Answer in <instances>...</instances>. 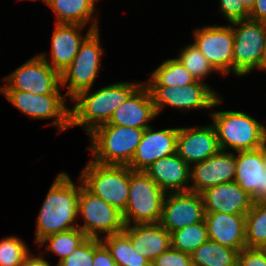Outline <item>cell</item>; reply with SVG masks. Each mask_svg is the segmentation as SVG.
Wrapping results in <instances>:
<instances>
[{
  "label": "cell",
  "instance_id": "obj_1",
  "mask_svg": "<svg viewBox=\"0 0 266 266\" xmlns=\"http://www.w3.org/2000/svg\"><path fill=\"white\" fill-rule=\"evenodd\" d=\"M80 184L76 187L70 176L59 173L54 179L40 209L35 242L37 245L47 236L78 228L77 220Z\"/></svg>",
  "mask_w": 266,
  "mask_h": 266
},
{
  "label": "cell",
  "instance_id": "obj_2",
  "mask_svg": "<svg viewBox=\"0 0 266 266\" xmlns=\"http://www.w3.org/2000/svg\"><path fill=\"white\" fill-rule=\"evenodd\" d=\"M141 83L118 82L95 92L87 89L71 100L76 104L70 109V127L83 126L87 134L109 122L115 110Z\"/></svg>",
  "mask_w": 266,
  "mask_h": 266
},
{
  "label": "cell",
  "instance_id": "obj_3",
  "mask_svg": "<svg viewBox=\"0 0 266 266\" xmlns=\"http://www.w3.org/2000/svg\"><path fill=\"white\" fill-rule=\"evenodd\" d=\"M211 116L222 151L255 150L266 145V126L245 112L216 111Z\"/></svg>",
  "mask_w": 266,
  "mask_h": 266
},
{
  "label": "cell",
  "instance_id": "obj_4",
  "mask_svg": "<svg viewBox=\"0 0 266 266\" xmlns=\"http://www.w3.org/2000/svg\"><path fill=\"white\" fill-rule=\"evenodd\" d=\"M144 129L103 124L89 133L92 161L100 164L128 165L139 145Z\"/></svg>",
  "mask_w": 266,
  "mask_h": 266
},
{
  "label": "cell",
  "instance_id": "obj_5",
  "mask_svg": "<svg viewBox=\"0 0 266 266\" xmlns=\"http://www.w3.org/2000/svg\"><path fill=\"white\" fill-rule=\"evenodd\" d=\"M79 181L89 192L120 212L125 210L130 185V168L127 165L100 164L90 160Z\"/></svg>",
  "mask_w": 266,
  "mask_h": 266
},
{
  "label": "cell",
  "instance_id": "obj_6",
  "mask_svg": "<svg viewBox=\"0 0 266 266\" xmlns=\"http://www.w3.org/2000/svg\"><path fill=\"white\" fill-rule=\"evenodd\" d=\"M165 195L144 171L130 169L129 196L122 212L124 224L159 223Z\"/></svg>",
  "mask_w": 266,
  "mask_h": 266
},
{
  "label": "cell",
  "instance_id": "obj_7",
  "mask_svg": "<svg viewBox=\"0 0 266 266\" xmlns=\"http://www.w3.org/2000/svg\"><path fill=\"white\" fill-rule=\"evenodd\" d=\"M99 29L93 30L80 44L72 63L61 73V86L71 99L81 91L91 89L101 66L104 49L100 45ZM66 85V86H65Z\"/></svg>",
  "mask_w": 266,
  "mask_h": 266
},
{
  "label": "cell",
  "instance_id": "obj_8",
  "mask_svg": "<svg viewBox=\"0 0 266 266\" xmlns=\"http://www.w3.org/2000/svg\"><path fill=\"white\" fill-rule=\"evenodd\" d=\"M230 24L234 33L233 73L245 76L254 68L260 69L266 46V22L246 19Z\"/></svg>",
  "mask_w": 266,
  "mask_h": 266
},
{
  "label": "cell",
  "instance_id": "obj_9",
  "mask_svg": "<svg viewBox=\"0 0 266 266\" xmlns=\"http://www.w3.org/2000/svg\"><path fill=\"white\" fill-rule=\"evenodd\" d=\"M78 216H82L85 223L78 228L89 238H100L122 232L125 224L122 212L105 202L102 198L89 192L80 183L78 198Z\"/></svg>",
  "mask_w": 266,
  "mask_h": 266
},
{
  "label": "cell",
  "instance_id": "obj_10",
  "mask_svg": "<svg viewBox=\"0 0 266 266\" xmlns=\"http://www.w3.org/2000/svg\"><path fill=\"white\" fill-rule=\"evenodd\" d=\"M0 92L23 114L33 119L53 118L50 124L56 126L59 131L71 128L70 109L65 105L66 95H37L20 90H0Z\"/></svg>",
  "mask_w": 266,
  "mask_h": 266
},
{
  "label": "cell",
  "instance_id": "obj_11",
  "mask_svg": "<svg viewBox=\"0 0 266 266\" xmlns=\"http://www.w3.org/2000/svg\"><path fill=\"white\" fill-rule=\"evenodd\" d=\"M152 101L159 114L164 105L181 110L212 108L221 102V98L210 86L197 80L185 86H147Z\"/></svg>",
  "mask_w": 266,
  "mask_h": 266
},
{
  "label": "cell",
  "instance_id": "obj_12",
  "mask_svg": "<svg viewBox=\"0 0 266 266\" xmlns=\"http://www.w3.org/2000/svg\"><path fill=\"white\" fill-rule=\"evenodd\" d=\"M3 81L8 85L0 86V90H20L37 95L61 94V74L39 54L23 63Z\"/></svg>",
  "mask_w": 266,
  "mask_h": 266
},
{
  "label": "cell",
  "instance_id": "obj_13",
  "mask_svg": "<svg viewBox=\"0 0 266 266\" xmlns=\"http://www.w3.org/2000/svg\"><path fill=\"white\" fill-rule=\"evenodd\" d=\"M195 46L202 52L217 73L233 72L234 33L228 26H205L194 32Z\"/></svg>",
  "mask_w": 266,
  "mask_h": 266
},
{
  "label": "cell",
  "instance_id": "obj_14",
  "mask_svg": "<svg viewBox=\"0 0 266 266\" xmlns=\"http://www.w3.org/2000/svg\"><path fill=\"white\" fill-rule=\"evenodd\" d=\"M204 217L203 200L199 193L170 192L164 197L159 223L171 234L188 225L202 222Z\"/></svg>",
  "mask_w": 266,
  "mask_h": 266
},
{
  "label": "cell",
  "instance_id": "obj_15",
  "mask_svg": "<svg viewBox=\"0 0 266 266\" xmlns=\"http://www.w3.org/2000/svg\"><path fill=\"white\" fill-rule=\"evenodd\" d=\"M236 153L234 181L254 202H266V145Z\"/></svg>",
  "mask_w": 266,
  "mask_h": 266
},
{
  "label": "cell",
  "instance_id": "obj_16",
  "mask_svg": "<svg viewBox=\"0 0 266 266\" xmlns=\"http://www.w3.org/2000/svg\"><path fill=\"white\" fill-rule=\"evenodd\" d=\"M235 174L236 154L221 150L206 160L190 166L192 185L189 187V191L200 194L218 184L234 181Z\"/></svg>",
  "mask_w": 266,
  "mask_h": 266
},
{
  "label": "cell",
  "instance_id": "obj_17",
  "mask_svg": "<svg viewBox=\"0 0 266 266\" xmlns=\"http://www.w3.org/2000/svg\"><path fill=\"white\" fill-rule=\"evenodd\" d=\"M94 20V21H93ZM87 34L82 36L85 26L77 24H56L51 38V63L45 54H39L54 70L60 74L72 63L80 44L93 31L98 30V19L93 18Z\"/></svg>",
  "mask_w": 266,
  "mask_h": 266
},
{
  "label": "cell",
  "instance_id": "obj_18",
  "mask_svg": "<svg viewBox=\"0 0 266 266\" xmlns=\"http://www.w3.org/2000/svg\"><path fill=\"white\" fill-rule=\"evenodd\" d=\"M178 128L154 131L151 126L144 129L136 152L127 165L133 171H145L158 159L176 153Z\"/></svg>",
  "mask_w": 266,
  "mask_h": 266
},
{
  "label": "cell",
  "instance_id": "obj_19",
  "mask_svg": "<svg viewBox=\"0 0 266 266\" xmlns=\"http://www.w3.org/2000/svg\"><path fill=\"white\" fill-rule=\"evenodd\" d=\"M221 151L213 125L178 128L176 153L190 166Z\"/></svg>",
  "mask_w": 266,
  "mask_h": 266
},
{
  "label": "cell",
  "instance_id": "obj_20",
  "mask_svg": "<svg viewBox=\"0 0 266 266\" xmlns=\"http://www.w3.org/2000/svg\"><path fill=\"white\" fill-rule=\"evenodd\" d=\"M157 116L149 89L142 83L115 110L106 124L146 129L148 122Z\"/></svg>",
  "mask_w": 266,
  "mask_h": 266
},
{
  "label": "cell",
  "instance_id": "obj_21",
  "mask_svg": "<svg viewBox=\"0 0 266 266\" xmlns=\"http://www.w3.org/2000/svg\"><path fill=\"white\" fill-rule=\"evenodd\" d=\"M205 213L246 215L254 201L235 181L208 188L200 193Z\"/></svg>",
  "mask_w": 266,
  "mask_h": 266
},
{
  "label": "cell",
  "instance_id": "obj_22",
  "mask_svg": "<svg viewBox=\"0 0 266 266\" xmlns=\"http://www.w3.org/2000/svg\"><path fill=\"white\" fill-rule=\"evenodd\" d=\"M208 238L241 251L246 247V219L243 214L205 213Z\"/></svg>",
  "mask_w": 266,
  "mask_h": 266
},
{
  "label": "cell",
  "instance_id": "obj_23",
  "mask_svg": "<svg viewBox=\"0 0 266 266\" xmlns=\"http://www.w3.org/2000/svg\"><path fill=\"white\" fill-rule=\"evenodd\" d=\"M144 172L165 193L189 191L190 165L177 153L158 159Z\"/></svg>",
  "mask_w": 266,
  "mask_h": 266
},
{
  "label": "cell",
  "instance_id": "obj_24",
  "mask_svg": "<svg viewBox=\"0 0 266 266\" xmlns=\"http://www.w3.org/2000/svg\"><path fill=\"white\" fill-rule=\"evenodd\" d=\"M132 247L150 262L171 247V234L160 223L125 225Z\"/></svg>",
  "mask_w": 266,
  "mask_h": 266
},
{
  "label": "cell",
  "instance_id": "obj_25",
  "mask_svg": "<svg viewBox=\"0 0 266 266\" xmlns=\"http://www.w3.org/2000/svg\"><path fill=\"white\" fill-rule=\"evenodd\" d=\"M47 4L56 13V24L85 26L95 12V0H48Z\"/></svg>",
  "mask_w": 266,
  "mask_h": 266
},
{
  "label": "cell",
  "instance_id": "obj_26",
  "mask_svg": "<svg viewBox=\"0 0 266 266\" xmlns=\"http://www.w3.org/2000/svg\"><path fill=\"white\" fill-rule=\"evenodd\" d=\"M239 252L208 240L191 254L192 266H237Z\"/></svg>",
  "mask_w": 266,
  "mask_h": 266
},
{
  "label": "cell",
  "instance_id": "obj_27",
  "mask_svg": "<svg viewBox=\"0 0 266 266\" xmlns=\"http://www.w3.org/2000/svg\"><path fill=\"white\" fill-rule=\"evenodd\" d=\"M101 242L109 250L117 266H151V262L132 247L129 237L122 231L103 236Z\"/></svg>",
  "mask_w": 266,
  "mask_h": 266
},
{
  "label": "cell",
  "instance_id": "obj_28",
  "mask_svg": "<svg viewBox=\"0 0 266 266\" xmlns=\"http://www.w3.org/2000/svg\"><path fill=\"white\" fill-rule=\"evenodd\" d=\"M197 79L177 58L164 61L152 73L146 86H178L182 87L195 83Z\"/></svg>",
  "mask_w": 266,
  "mask_h": 266
},
{
  "label": "cell",
  "instance_id": "obj_29",
  "mask_svg": "<svg viewBox=\"0 0 266 266\" xmlns=\"http://www.w3.org/2000/svg\"><path fill=\"white\" fill-rule=\"evenodd\" d=\"M245 219L246 247L263 248L266 244V202H254Z\"/></svg>",
  "mask_w": 266,
  "mask_h": 266
},
{
  "label": "cell",
  "instance_id": "obj_30",
  "mask_svg": "<svg viewBox=\"0 0 266 266\" xmlns=\"http://www.w3.org/2000/svg\"><path fill=\"white\" fill-rule=\"evenodd\" d=\"M208 240V230L204 220L171 233V247L190 255Z\"/></svg>",
  "mask_w": 266,
  "mask_h": 266
},
{
  "label": "cell",
  "instance_id": "obj_31",
  "mask_svg": "<svg viewBox=\"0 0 266 266\" xmlns=\"http://www.w3.org/2000/svg\"><path fill=\"white\" fill-rule=\"evenodd\" d=\"M88 237L79 229L74 228L65 232H59L47 236L43 239L39 246L47 243V252H52L60 257L62 261L68 257L80 244H82Z\"/></svg>",
  "mask_w": 266,
  "mask_h": 266
},
{
  "label": "cell",
  "instance_id": "obj_32",
  "mask_svg": "<svg viewBox=\"0 0 266 266\" xmlns=\"http://www.w3.org/2000/svg\"><path fill=\"white\" fill-rule=\"evenodd\" d=\"M177 59L199 81L206 79L211 72H216L206 56L193 43L186 46Z\"/></svg>",
  "mask_w": 266,
  "mask_h": 266
},
{
  "label": "cell",
  "instance_id": "obj_33",
  "mask_svg": "<svg viewBox=\"0 0 266 266\" xmlns=\"http://www.w3.org/2000/svg\"><path fill=\"white\" fill-rule=\"evenodd\" d=\"M28 254L21 239L10 236L0 240V266H21Z\"/></svg>",
  "mask_w": 266,
  "mask_h": 266
},
{
  "label": "cell",
  "instance_id": "obj_34",
  "mask_svg": "<svg viewBox=\"0 0 266 266\" xmlns=\"http://www.w3.org/2000/svg\"><path fill=\"white\" fill-rule=\"evenodd\" d=\"M94 238H87L57 266H93Z\"/></svg>",
  "mask_w": 266,
  "mask_h": 266
},
{
  "label": "cell",
  "instance_id": "obj_35",
  "mask_svg": "<svg viewBox=\"0 0 266 266\" xmlns=\"http://www.w3.org/2000/svg\"><path fill=\"white\" fill-rule=\"evenodd\" d=\"M151 266H192L191 255L170 247L155 258Z\"/></svg>",
  "mask_w": 266,
  "mask_h": 266
},
{
  "label": "cell",
  "instance_id": "obj_36",
  "mask_svg": "<svg viewBox=\"0 0 266 266\" xmlns=\"http://www.w3.org/2000/svg\"><path fill=\"white\" fill-rule=\"evenodd\" d=\"M220 10L230 23L249 19V12L241 0H220Z\"/></svg>",
  "mask_w": 266,
  "mask_h": 266
},
{
  "label": "cell",
  "instance_id": "obj_37",
  "mask_svg": "<svg viewBox=\"0 0 266 266\" xmlns=\"http://www.w3.org/2000/svg\"><path fill=\"white\" fill-rule=\"evenodd\" d=\"M237 266H266V251L263 248H243Z\"/></svg>",
  "mask_w": 266,
  "mask_h": 266
},
{
  "label": "cell",
  "instance_id": "obj_38",
  "mask_svg": "<svg viewBox=\"0 0 266 266\" xmlns=\"http://www.w3.org/2000/svg\"><path fill=\"white\" fill-rule=\"evenodd\" d=\"M93 266H117L100 238H94Z\"/></svg>",
  "mask_w": 266,
  "mask_h": 266
},
{
  "label": "cell",
  "instance_id": "obj_39",
  "mask_svg": "<svg viewBox=\"0 0 266 266\" xmlns=\"http://www.w3.org/2000/svg\"><path fill=\"white\" fill-rule=\"evenodd\" d=\"M249 19L266 22V0H256L252 10L249 12Z\"/></svg>",
  "mask_w": 266,
  "mask_h": 266
},
{
  "label": "cell",
  "instance_id": "obj_40",
  "mask_svg": "<svg viewBox=\"0 0 266 266\" xmlns=\"http://www.w3.org/2000/svg\"><path fill=\"white\" fill-rule=\"evenodd\" d=\"M21 266H51L48 261L43 259V256L41 257H35L32 256L31 253H29Z\"/></svg>",
  "mask_w": 266,
  "mask_h": 266
},
{
  "label": "cell",
  "instance_id": "obj_41",
  "mask_svg": "<svg viewBox=\"0 0 266 266\" xmlns=\"http://www.w3.org/2000/svg\"><path fill=\"white\" fill-rule=\"evenodd\" d=\"M245 9L250 12L254 6L256 0H241Z\"/></svg>",
  "mask_w": 266,
  "mask_h": 266
},
{
  "label": "cell",
  "instance_id": "obj_42",
  "mask_svg": "<svg viewBox=\"0 0 266 266\" xmlns=\"http://www.w3.org/2000/svg\"><path fill=\"white\" fill-rule=\"evenodd\" d=\"M261 69L266 71V46L264 48V54H263L262 62L260 65V70Z\"/></svg>",
  "mask_w": 266,
  "mask_h": 266
}]
</instances>
